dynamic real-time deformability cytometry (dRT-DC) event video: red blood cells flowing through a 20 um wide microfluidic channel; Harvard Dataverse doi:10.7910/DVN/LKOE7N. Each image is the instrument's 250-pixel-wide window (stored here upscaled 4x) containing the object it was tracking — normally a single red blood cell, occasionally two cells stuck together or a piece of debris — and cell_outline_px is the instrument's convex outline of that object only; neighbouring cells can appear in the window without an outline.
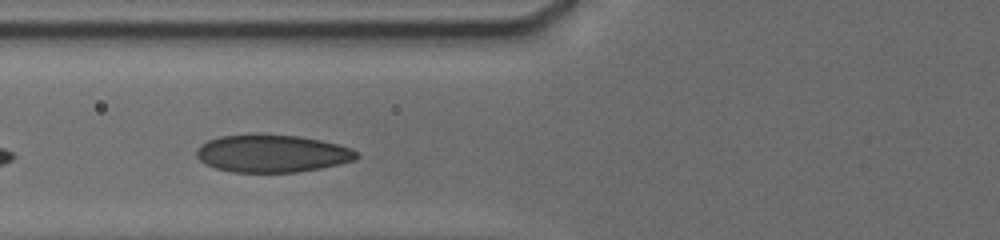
{"species": "human", "species_latin": "Homo sapiens", "temperature_condition": "cold", "stored_images_in_passage": 6, "camera_frame_rate_fps": 3000, "um_per_image_px": 0.085, "donor": {"sex": "male"}, "frame": {"image": 1, "passage_image": 4, "time_ms": 1.0, "image_size_px": [1000, 240], "cell_outline_px": [[360, 156], [356, 160], [340, 164], [320, 168], [296, 172], [232, 172], [216, 168], [204, 164], [196, 156], [196, 152], [200, 144], [208, 140], [220, 136], [252, 132], [260, 132], [300, 136], [320, 140], [352, 148]], "centroid_in_image_um": [23.1, 13.02], "position_along_channel_um": 102.7, "area_um2": 35.78}}